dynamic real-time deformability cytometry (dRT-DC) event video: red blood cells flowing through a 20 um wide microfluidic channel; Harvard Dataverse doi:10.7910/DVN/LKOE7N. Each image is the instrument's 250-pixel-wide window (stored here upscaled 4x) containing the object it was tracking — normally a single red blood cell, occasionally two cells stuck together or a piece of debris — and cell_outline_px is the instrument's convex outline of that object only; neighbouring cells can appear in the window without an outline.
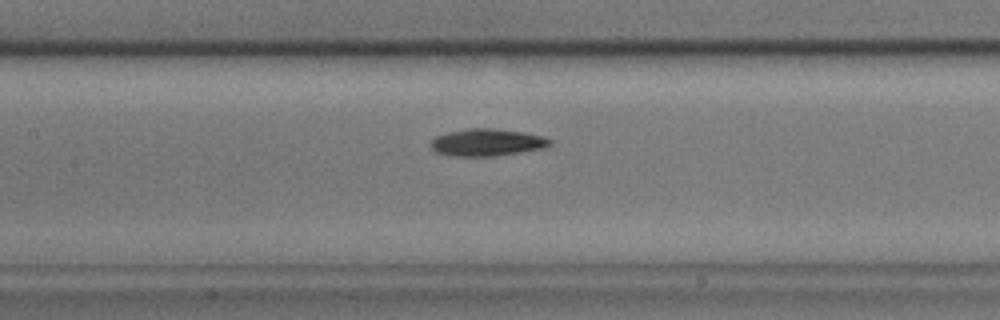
{"species": "common noctule bat (a hibernating species)", "species_latin": "Nyctalus noctula", "temperature_condition": "cold", "stored_images_in_passage": 40, "camera_frame_rate_fps": 3000, "um_per_image_px": 0.085, "animal": {"sex": "male", "body_mass_g": 17.9}, "frame": {"image": 1, "passage_image": 19, "time_ms": 6.0, "image_size_px": [1000, 320], "cell_outline_px": [[552, 144], [544, 148], [496, 156], [452, 156], [436, 152], [428, 144], [436, 136], [448, 132], [468, 128], [496, 128], [524, 132], [544, 136], [552, 140]], "centroid_in_image_um": [41.41, 12.1], "position_along_channel_um": 166.0, "area_um2": 19.07}}
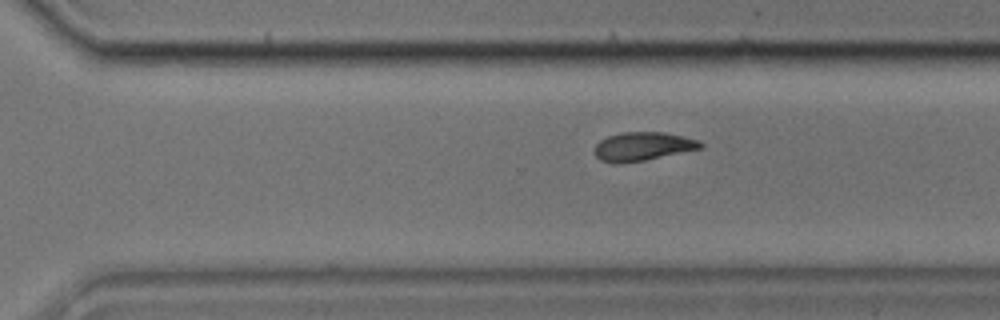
{"frame": {"image": 2, "passage_image": 32, "time_ms": 10.333, "image_size_px": [1000, 320], "cell_outline_px": [[704, 148], [644, 160], [616, 164], [600, 160], [596, 156], [596, 144], [600, 140], [608, 136], [624, 132], [664, 132], [696, 140], [704, 144]], "centroid_in_image_um": [54.63, 12.45], "position_along_channel_um": 316.0, "area_um2": 17.46}}
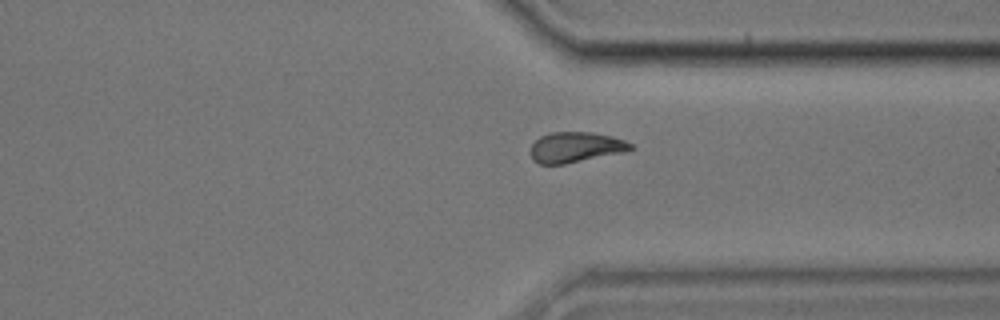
{"frame": {"image": 3, "passage_image": 36, "time_ms": 11.667, "image_size_px": [1000, 320], "cell_outline_px": [[636, 148], [624, 152], [564, 164], [540, 164], [532, 160], [532, 144], [540, 136], [552, 132], [592, 132], [612, 136], [624, 140], [632, 144]], "centroid_in_image_um": [48.95, 12.51], "position_along_channel_um": 362.4, "area_um2": 17.69}}